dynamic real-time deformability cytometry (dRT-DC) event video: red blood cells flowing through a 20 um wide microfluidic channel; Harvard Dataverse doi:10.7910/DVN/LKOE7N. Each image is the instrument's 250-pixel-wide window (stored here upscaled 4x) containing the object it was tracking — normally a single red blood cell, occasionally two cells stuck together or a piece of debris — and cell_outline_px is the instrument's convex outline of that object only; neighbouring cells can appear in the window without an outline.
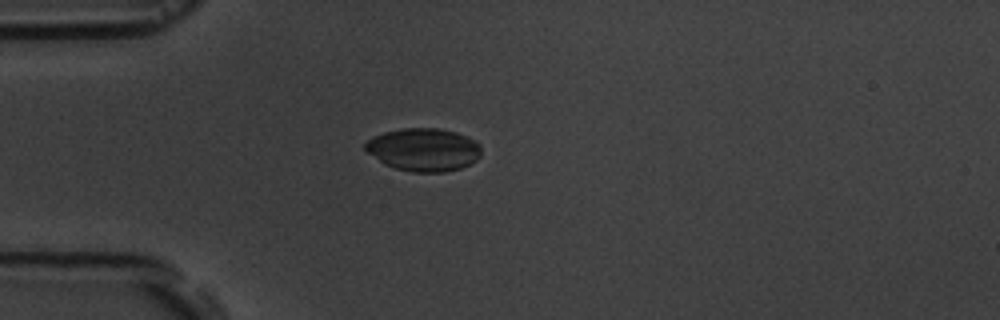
{"species": "common noctule bat (a hibernating species)", "species_latin": "Nyctalus noctula", "temperature_condition": "room temperature", "stored_images_in_passage": 4, "camera_frame_rate_fps": 3000, "um_per_image_px": 0.085, "animal": {"sex": "male", "body_mass_g": 19.5, "forearm_length_mm": 54.6}, "frame": {"image": 1, "passage_image": 4, "time_ms": 4.0, "image_size_px": [1000, 320], "cell_outline_px": [[480, 156], [476, 160], [460, 168], [444, 172], [412, 172], [396, 168], [384, 164], [368, 152], [364, 148], [364, 144], [372, 136], [384, 132], [400, 128], [440, 128], [456, 132], [468, 136], [476, 140], [480, 144]], "centroid_in_image_um": [36.01, 12.7], "position_along_channel_um": 49.0, "area_um2": 29.13}}